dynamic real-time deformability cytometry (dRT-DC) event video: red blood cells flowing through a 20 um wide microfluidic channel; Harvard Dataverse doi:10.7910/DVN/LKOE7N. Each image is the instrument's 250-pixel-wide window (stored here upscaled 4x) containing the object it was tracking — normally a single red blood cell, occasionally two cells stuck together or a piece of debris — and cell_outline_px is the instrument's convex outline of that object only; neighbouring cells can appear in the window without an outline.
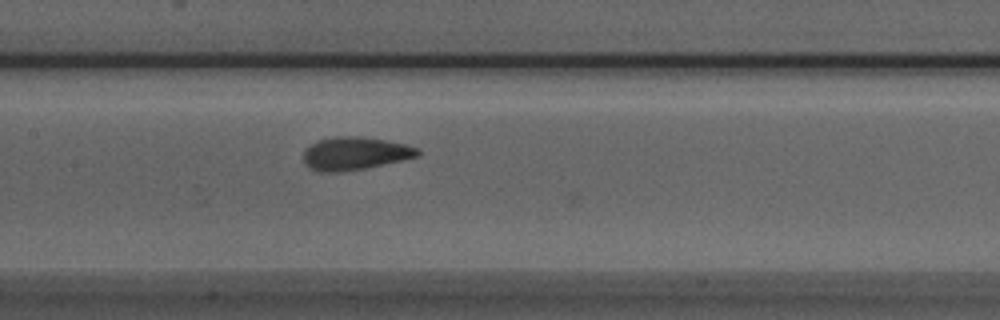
{"species": "Egyptian fruit bat (a non-hibernating species)", "species_latin": "Rousettus aegyptiacus", "temperature_condition": "room temperature", "stored_images_in_passage": 27, "camera_frame_rate_fps": 3000, "um_per_image_px": 0.085, "animal": {"sex": "male"}, "frame": {"image": 1, "passage_image": 17, "time_ms": 5.333, "image_size_px": [1000, 320], "cell_outline_px": [[420, 156], [364, 168], [336, 172], [320, 172], [308, 168], [304, 160], [304, 148], [316, 140], [332, 136], [356, 136], [384, 140], [404, 144], [420, 148]], "centroid_in_image_um": [30.13, 13.03], "position_along_channel_um": 177.3, "area_um2": 21.96}}
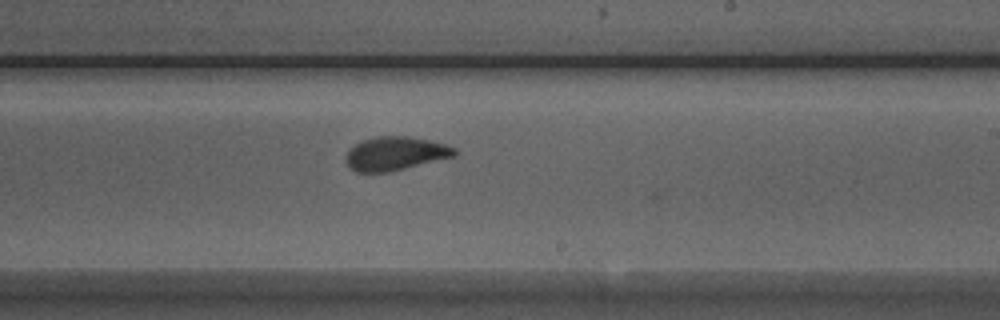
{"frame": {"image": 2, "passage_image": 23, "time_ms": 7.333, "image_size_px": [1000, 320], "cell_outline_px": [[456, 156], [388, 172], [356, 172], [348, 168], [344, 160], [348, 152], [356, 144], [364, 140], [376, 136], [404, 136], [428, 140], [444, 144], [456, 148]], "centroid_in_image_um": [33.58, 13.06], "position_along_channel_um": 255.4, "area_um2": 21.15}}
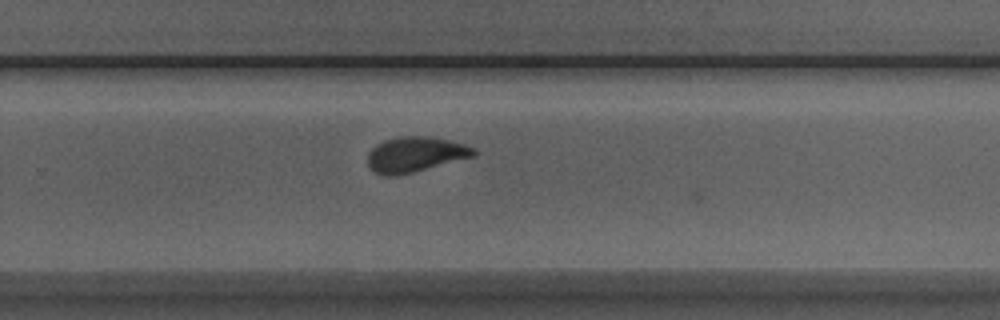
{"frame": {"image": 3, "passage_image": 26, "time_ms": 8.333, "image_size_px": [1000, 320], "cell_outline_px": [[476, 156], [396, 176], [384, 176], [376, 172], [368, 164], [368, 152], [376, 144], [384, 140], [400, 136], [432, 136], [464, 144], [476, 148]], "centroid_in_image_um": [35.31, 13.11], "position_along_channel_um": 294.5, "area_um2": 21.79}}